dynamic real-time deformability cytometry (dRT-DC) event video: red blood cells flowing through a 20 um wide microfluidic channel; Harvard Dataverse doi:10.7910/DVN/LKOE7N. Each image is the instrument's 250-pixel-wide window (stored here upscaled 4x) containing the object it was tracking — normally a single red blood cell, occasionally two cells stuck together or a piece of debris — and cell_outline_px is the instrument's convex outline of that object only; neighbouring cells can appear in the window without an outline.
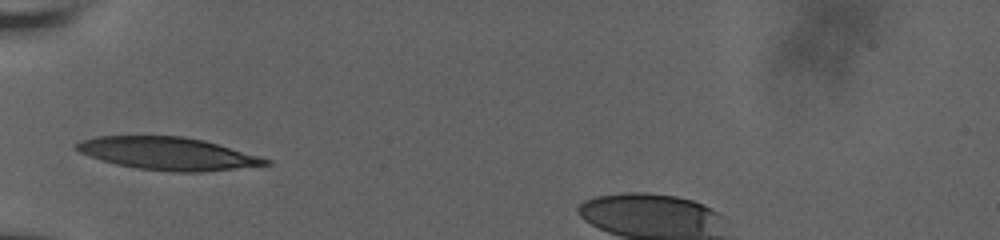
{"species": "human", "species_latin": "Homo sapiens", "temperature_condition": "room temperature", "stored_images_in_passage": 36, "camera_frame_rate_fps": 3000, "um_per_image_px": 0.085, "donor": {"sex": "male"}, "frame": {"image": 1, "passage_image": 1, "time_ms": 0.0, "image_size_px": [1000, 240], "cell_outline_px": [[272, 164], [204, 172], [172, 172], [136, 168], [116, 164], [80, 152], [72, 148], [72, 144], [80, 140], [96, 136], [184, 136], [204, 140], [260, 156], [272, 160]], "centroid_in_image_um": [14.26, 13.05], "position_along_channel_um": 70.7, "area_um2": 36.13}}
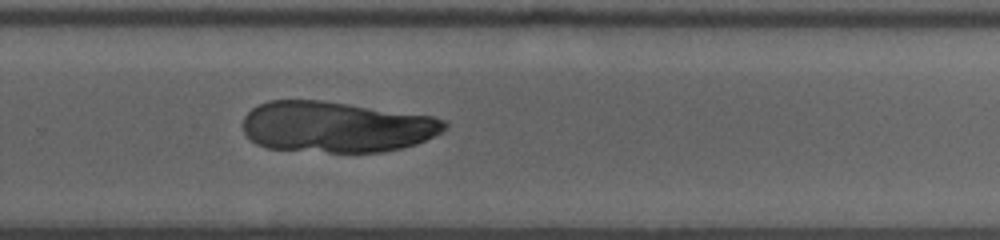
{"frame": {"image": 2, "passage_image": 19, "time_ms": 6.0, "image_size_px": [1000, 240], "cell_outline_px": [[448, 128], [416, 144], [400, 148], [380, 152], [328, 152], [268, 148], [256, 144], [244, 132], [244, 116], [252, 108], [268, 100], [320, 100], [432, 116], [448, 120]], "centroid_in_image_um": [28.59, 10.78], "position_along_channel_um": 301.2, "area_um2": 59.65}}
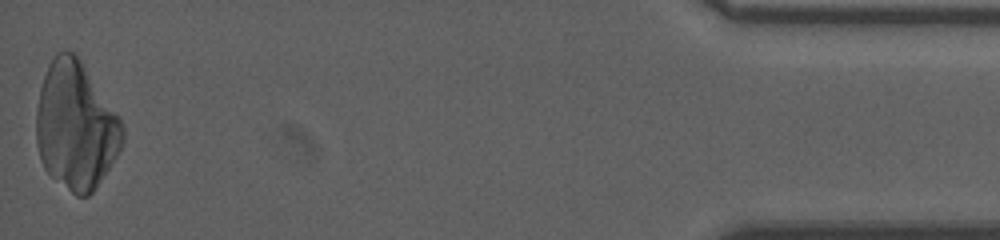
{"frame": {"image": 3, "passage_image": 36, "time_ms": 11.667, "image_size_px": [1000, 240], "cell_outline_px": [[124, 140], [116, 156], [92, 192], [88, 196], [76, 196], [52, 176], [44, 168], [40, 160], [36, 144], [36, 108], [40, 88], [48, 64], [56, 52], [76, 52], [120, 116], [124, 128]], "centroid_in_image_um": [6.44, 10.66], "position_along_channel_um": 428.8, "area_um2": 64.33}}